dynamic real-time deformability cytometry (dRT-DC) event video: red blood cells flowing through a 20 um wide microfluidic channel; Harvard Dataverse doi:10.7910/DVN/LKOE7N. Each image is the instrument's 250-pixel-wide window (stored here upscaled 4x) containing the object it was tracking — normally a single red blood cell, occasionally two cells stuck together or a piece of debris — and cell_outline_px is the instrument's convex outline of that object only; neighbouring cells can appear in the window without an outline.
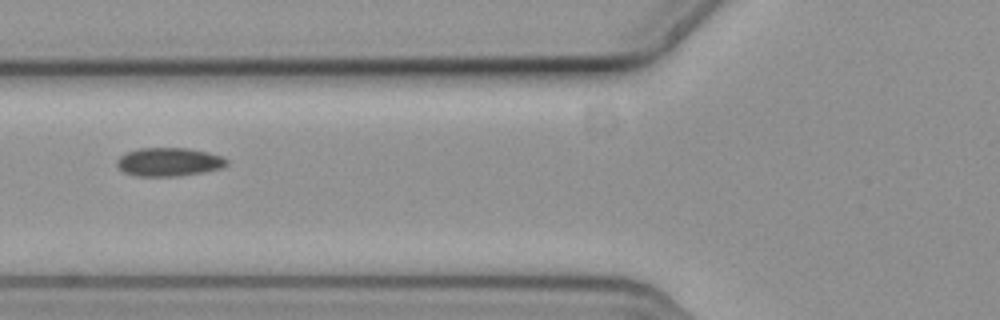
{"species": "common noctule bat (a hibernating species)", "species_latin": "Nyctalus noctula", "temperature_condition": "cold", "stored_images_in_passage": 5, "camera_frame_rate_fps": 3000, "um_per_image_px": 0.085, "animal": {"sex": "female", "body_mass_g": 19.3, "forearm_length_mm": 54.1}, "frame": {"image": 1, "passage_image": 3, "time_ms": 0.667, "image_size_px": [1000, 320], "cell_outline_px": [[228, 164], [224, 168], [204, 172], [180, 176], [136, 176], [124, 172], [116, 164], [116, 160], [124, 152], [140, 148], [188, 148], [208, 152], [224, 156], [228, 160]], "centroid_in_image_um": [14.39, 13.76], "position_along_channel_um": 111.4, "area_um2": 18.55}}
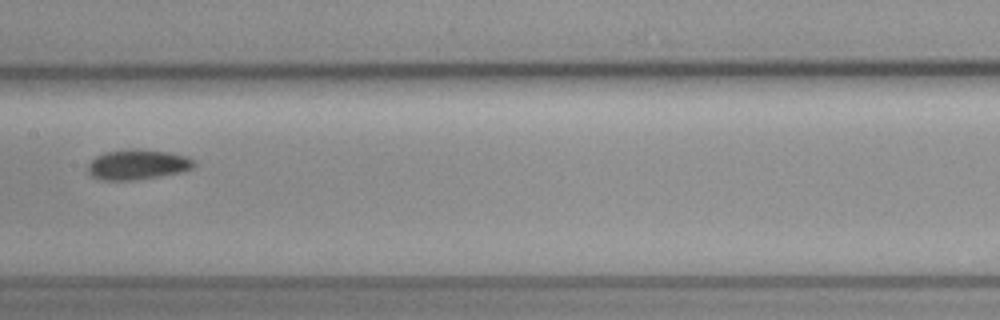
{"frame": {"image": 2, "passage_image": 5, "time_ms": 1.333, "image_size_px": [1000, 320], "cell_outline_px": [[196, 164], [192, 168], [180, 172], [132, 180], [104, 180], [92, 176], [88, 172], [88, 164], [96, 156], [104, 152], [132, 148], [136, 148], [168, 152], [188, 156], [196, 160]], "centroid_in_image_um": [11.7, 13.96], "position_along_channel_um": 195.7, "area_um2": 18.61}}